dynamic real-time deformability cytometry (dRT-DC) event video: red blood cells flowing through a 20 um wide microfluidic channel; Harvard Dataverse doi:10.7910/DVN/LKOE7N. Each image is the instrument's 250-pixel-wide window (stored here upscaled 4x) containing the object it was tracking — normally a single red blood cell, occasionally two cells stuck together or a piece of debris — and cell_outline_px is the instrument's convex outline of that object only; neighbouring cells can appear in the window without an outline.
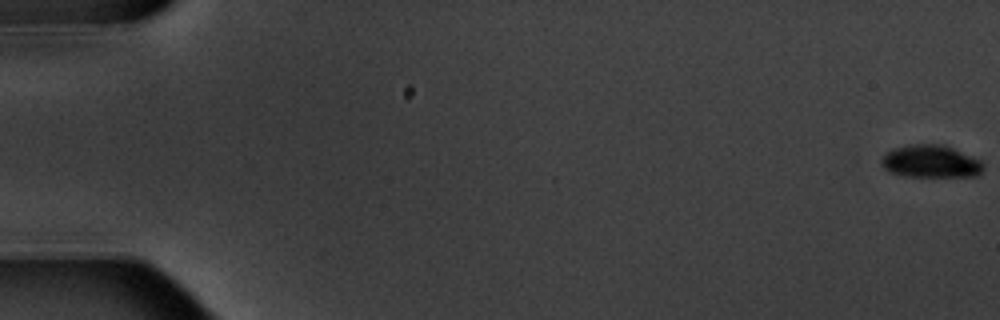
{"species": "common noctule bat (a hibernating species)", "species_latin": "Nyctalus noctula", "temperature_condition": "warm", "stored_images_in_passage": 16, "camera_frame_rate_fps": 3000, "um_per_image_px": 0.085, "animal": {"sex": "male", "body_mass_g": 20.1, "forearm_length_mm": 53.5}, "frame": {"image": 1, "passage_image": 1, "time_ms": 0.0, "image_size_px": [1000, 320], "cell_outline_px": [[984, 168], [976, 176], [904, 176], [888, 172], [884, 168], [880, 160], [892, 148], [912, 144], [944, 144], [972, 156], [980, 160], [984, 164]], "centroid_in_image_um": [79.11, 13.72], "position_along_channel_um": 5.9, "area_um2": 19.36}}
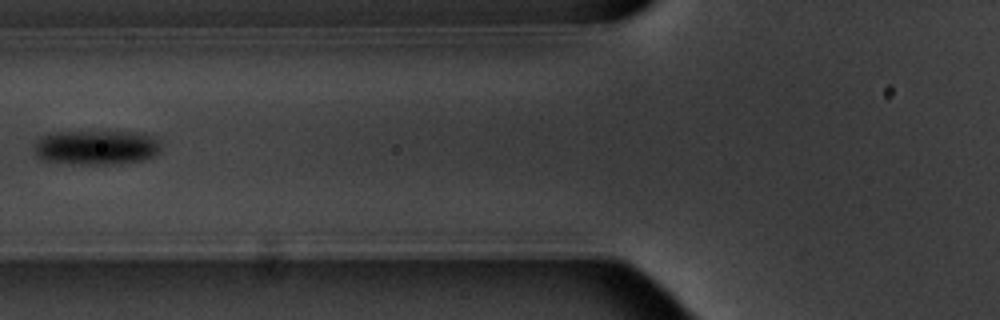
{"frame": {"image": 2, "passage_image": 7, "time_ms": 8.0, "image_size_px": [1000, 320], "cell_outline_px": [[160, 148], [152, 156], [140, 160], [112, 164], [80, 164], [44, 160], [36, 156], [36, 144], [44, 136], [56, 132], [144, 132], [152, 136], [160, 144]], "centroid_in_image_um": [8.21, 12.52], "position_along_channel_um": 117.6, "area_um2": 24.97}}
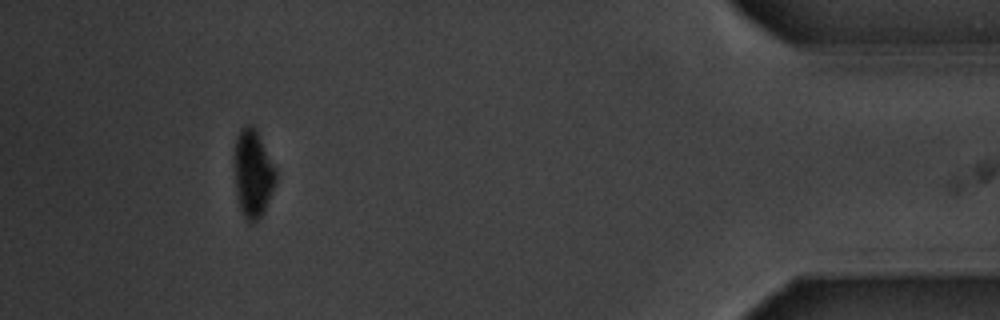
{"frame": {"image": 3, "passage_image": 15, "time_ms": 18.0, "image_size_px": [1000, 320], "cell_outline_px": [[276, 184], [264, 212], [252, 224], [244, 220], [240, 212], [236, 196], [236, 136], [240, 128], [244, 124], [252, 124], [256, 128], [276, 168]], "centroid_in_image_um": [21.52, 14.77], "position_along_channel_um": 413.7, "area_um2": 21.39}, "authors_computed_cell_mechanics": {"area_um2": 22.6576, "velocity_mm_per_s": 3.5358, "shape_relaxation_time_tau1_ms": 1.6366, "shape_relaxation_time_tau2_ms": null, "deformation_change_tau1": 0.0873, "deformation_change_tau2": null}}